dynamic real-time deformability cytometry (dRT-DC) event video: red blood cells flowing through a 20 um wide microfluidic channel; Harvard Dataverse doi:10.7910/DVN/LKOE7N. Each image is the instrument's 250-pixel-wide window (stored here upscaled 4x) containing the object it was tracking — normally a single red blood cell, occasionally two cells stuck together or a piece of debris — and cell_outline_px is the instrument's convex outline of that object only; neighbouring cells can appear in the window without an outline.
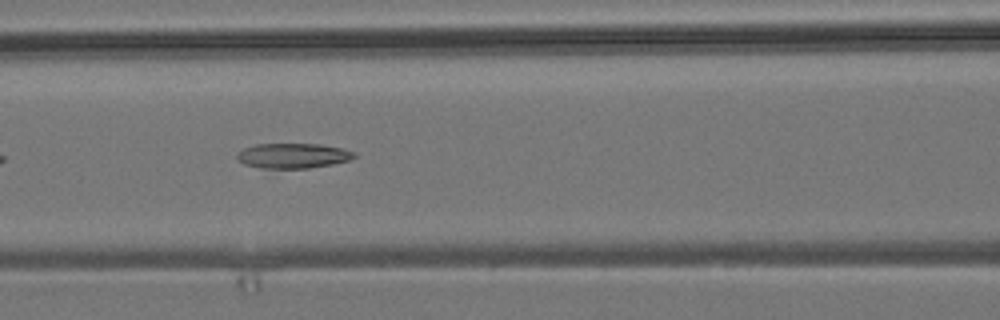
{"species": "common noctule bat (a hibernating species)", "species_latin": "Nyctalus noctula", "temperature_condition": "room temperature", "stored_images_in_passage": 5, "camera_frame_rate_fps": 3000, "um_per_image_px": 0.085, "animal": {"sex": "male", "body_mass_g": 19.2, "forearm_length_mm": 51.8}, "frame": {"image": 1, "passage_image": 4, "time_ms": 1.0, "image_size_px": [1000, 320], "cell_outline_px": [[356, 156], [348, 160], [332, 164], [308, 168], [260, 168], [244, 164], [236, 156], [244, 148], [256, 144], [320, 144], [344, 148], [356, 152]], "centroid_in_image_um": [24.94, 13.23], "position_along_channel_um": 141.7, "area_um2": 16.99}}
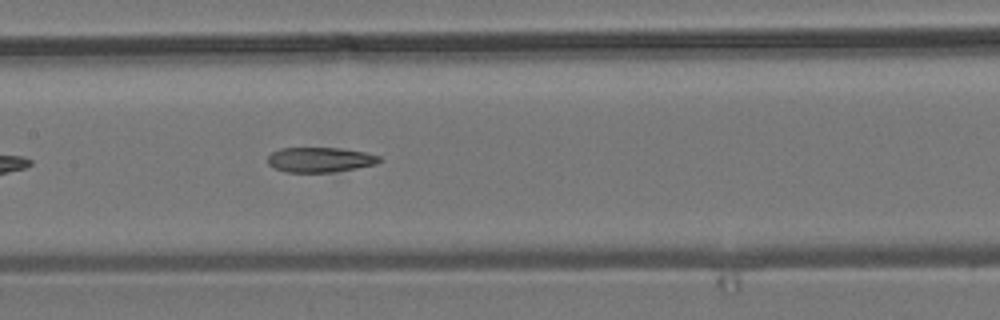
{"frame": {"image": 2, "passage_image": 5, "time_ms": 1.333, "image_size_px": [1000, 320], "cell_outline_px": [[384, 160], [376, 164], [356, 168], [332, 172], [284, 172], [268, 164], [268, 156], [272, 152], [280, 148], [340, 148], [364, 152], [380, 156]], "centroid_in_image_um": [27.22, 13.57], "position_along_channel_um": 180.2, "area_um2": 16.24}}